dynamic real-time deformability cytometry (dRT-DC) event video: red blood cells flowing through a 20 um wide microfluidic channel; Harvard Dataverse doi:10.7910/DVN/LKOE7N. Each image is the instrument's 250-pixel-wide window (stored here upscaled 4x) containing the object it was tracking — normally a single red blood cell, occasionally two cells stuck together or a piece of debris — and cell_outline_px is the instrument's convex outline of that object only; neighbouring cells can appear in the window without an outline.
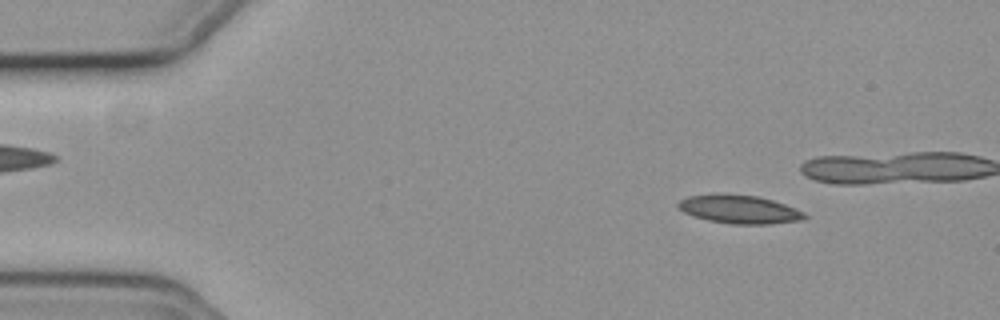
{"species": "common noctule bat (a hibernating species)", "species_latin": "Nyctalus noctula", "temperature_condition": "cold", "stored_images_in_passage": 40, "camera_frame_rate_fps": 3000, "um_per_image_px": 0.085, "animal": {"sex": "female", "body_mass_g": 19.3, "forearm_length_mm": 54.1}, "frame": {"image": 1, "passage_image": 4, "time_ms": 1.0, "image_size_px": [1000, 320], "cell_outline_px": [[808, 216], [800, 220], [768, 224], [732, 224], [708, 220], [684, 212], [676, 204], [680, 200], [688, 196], [756, 196], [772, 200], [784, 204], [804, 212]], "centroid_in_image_um": [62.89, 17.83], "position_along_channel_um": 22.1, "area_um2": 19.94}}
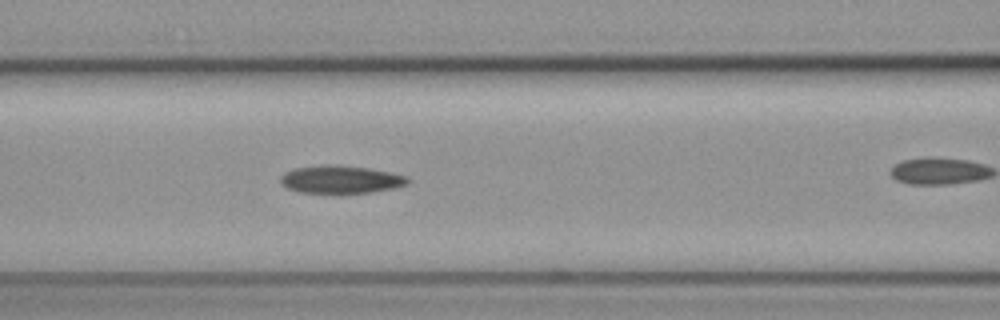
{"frame": {"image": 2, "passage_image": 20, "time_ms": 6.333, "image_size_px": [1000, 320], "cell_outline_px": [[408, 184], [392, 188], [372, 192], [332, 196], [300, 192], [288, 188], [280, 184], [280, 176], [284, 172], [296, 168], [336, 164], [368, 168], [408, 176]], "centroid_in_image_um": [28.92, 15.3], "position_along_channel_um": 137.7, "area_um2": 21.27}}
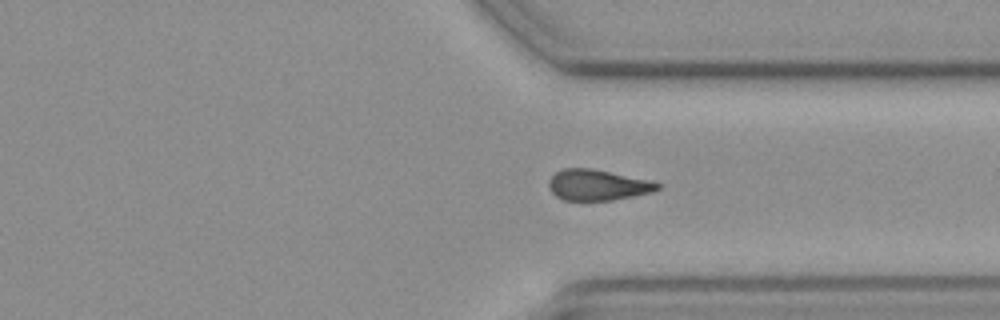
{"frame": {"image": 3, "passage_image": 38, "time_ms": 12.333, "image_size_px": [1000, 320], "cell_outline_px": [[660, 188], [652, 192], [612, 200], [564, 200], [556, 196], [552, 192], [548, 184], [548, 180], [556, 172], [564, 168], [592, 168], [648, 180], [660, 184]], "centroid_in_image_um": [50.77, 15.72], "position_along_channel_um": 360.6, "area_um2": 19.31}}